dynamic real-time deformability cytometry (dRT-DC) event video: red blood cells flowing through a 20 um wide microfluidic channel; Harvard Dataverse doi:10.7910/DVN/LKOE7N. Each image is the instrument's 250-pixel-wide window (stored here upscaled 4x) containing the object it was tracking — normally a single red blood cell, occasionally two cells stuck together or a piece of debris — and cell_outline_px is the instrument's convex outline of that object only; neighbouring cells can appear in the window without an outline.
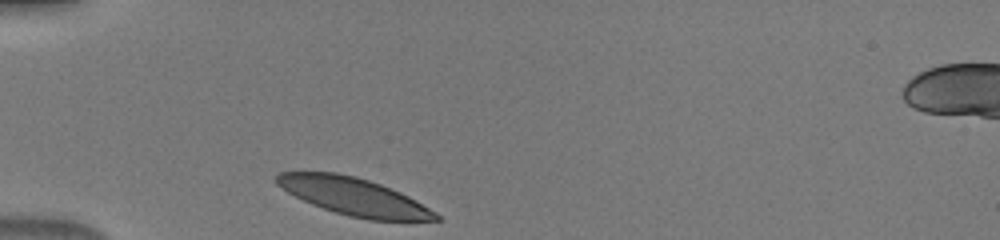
{"species": "human", "species_latin": "Homo sapiens", "temperature_condition": "warm", "stored_images_in_passage": 29, "camera_frame_rate_fps": 3000, "um_per_image_px": 0.085, "donor": {"sex": "male"}, "frame": {"image": 1, "passage_image": 1, "time_ms": 0.0, "image_size_px": [1000, 240], "cell_outline_px": [[440, 220], [368, 220], [348, 216], [312, 204], [288, 192], [276, 184], [276, 176], [280, 172], [336, 172], [356, 176], [380, 184], [400, 192], [408, 196], [436, 212], [440, 216]], "centroid_in_image_um": [30.08, 16.7], "position_along_channel_um": 54.9, "area_um2": 34.39}}